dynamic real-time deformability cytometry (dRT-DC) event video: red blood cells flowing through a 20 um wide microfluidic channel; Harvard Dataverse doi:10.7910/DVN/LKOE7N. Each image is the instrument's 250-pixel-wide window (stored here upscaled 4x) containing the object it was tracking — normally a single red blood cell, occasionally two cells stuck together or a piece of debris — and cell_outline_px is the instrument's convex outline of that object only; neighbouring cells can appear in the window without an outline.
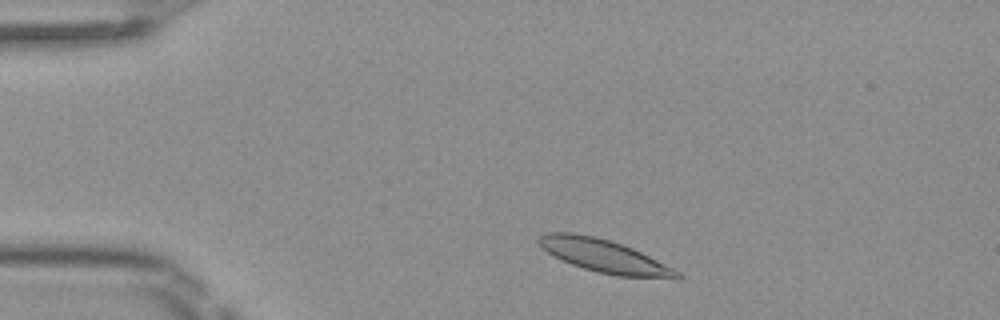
{"species": "Egyptian fruit bat (a non-hibernating species)", "species_latin": "Rousettus aegyptiacus", "temperature_condition": "room temperature", "stored_images_in_passage": 44, "camera_frame_rate_fps": 3000, "um_per_image_px": 0.085, "frame": {"image": 1, "passage_image": 4, "time_ms": 1.0, "image_size_px": [1000, 320], "cell_outline_px": [[684, 276], [680, 280], [676, 280], [616, 276], [596, 272], [572, 264], [552, 256], [540, 248], [536, 240], [540, 236], [548, 232], [572, 232], [596, 236], [632, 248], [680, 272]], "centroid_in_image_um": [51.37, 21.79], "position_along_channel_um": 33.6, "area_um2": 26.93}}
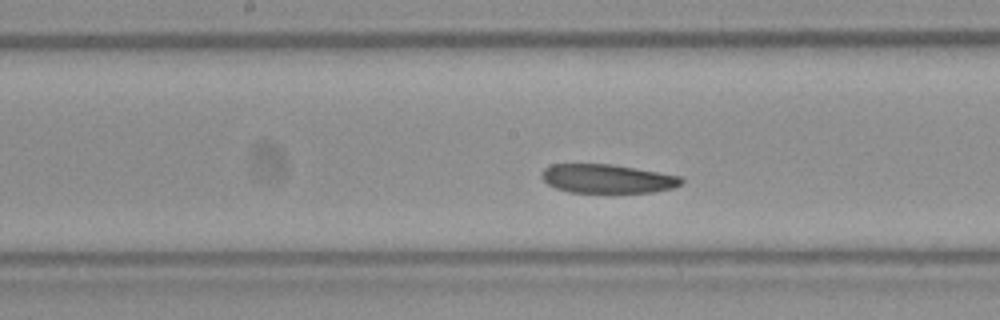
{"frame": {"image": 2, "passage_image": 20, "time_ms": 6.333, "image_size_px": [1000, 320], "cell_outline_px": [[684, 180], [680, 184], [672, 188], [652, 192], [568, 192], [556, 188], [548, 184], [540, 176], [540, 172], [544, 168], [552, 164], [608, 164], [680, 176]], "centroid_in_image_um": [51.56, 15.19], "position_along_channel_um": 196.6, "area_um2": 23.18}}
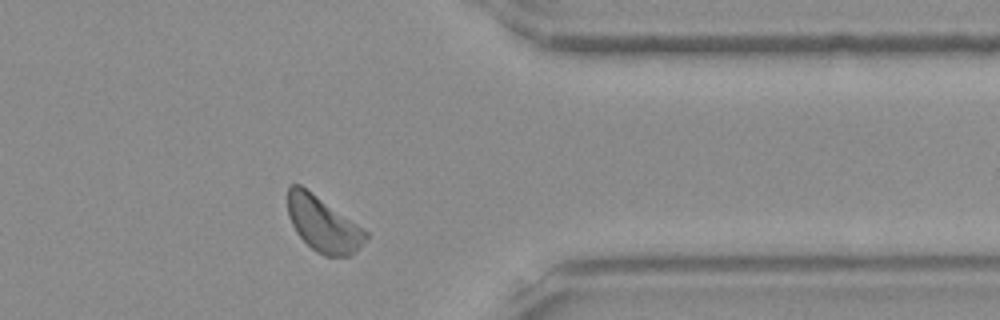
{"frame": {"image": 3, "passage_image": 35, "time_ms": 11.333, "image_size_px": [1000, 320], "cell_outline_px": [[368, 236], [360, 248], [356, 252], [348, 256], [324, 256], [316, 252], [296, 232], [288, 216], [288, 184], [300, 184], [368, 232]], "centroid_in_image_um": [27.45, 19.07], "position_along_channel_um": 383.9, "area_um2": 24.74}}